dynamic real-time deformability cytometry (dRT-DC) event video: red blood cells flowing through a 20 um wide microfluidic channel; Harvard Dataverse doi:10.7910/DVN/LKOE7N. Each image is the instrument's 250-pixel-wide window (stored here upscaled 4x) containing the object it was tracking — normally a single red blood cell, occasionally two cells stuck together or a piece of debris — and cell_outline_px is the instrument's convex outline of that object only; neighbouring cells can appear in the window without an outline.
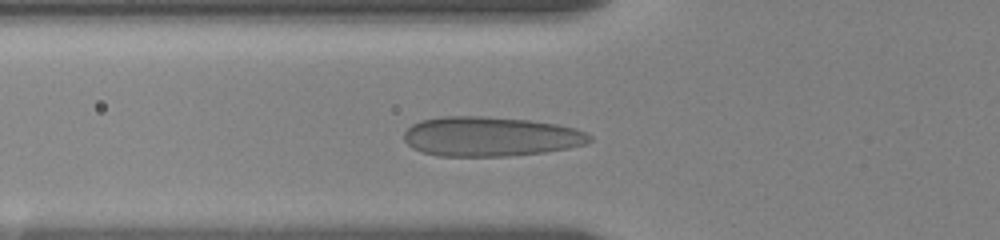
{"species": "human", "species_latin": "Homo sapiens", "temperature_condition": "room temperature", "stored_images_in_passage": 43, "camera_frame_rate_fps": 3000, "um_per_image_px": 0.085, "donor": {"sex": "female"}, "frame": {"image": 1, "passage_image": 14, "time_ms": 4.333, "image_size_px": [1000, 240], "cell_outline_px": [[592, 140], [584, 144], [568, 148], [544, 152], [508, 156], [440, 156], [424, 152], [412, 148], [404, 140], [404, 132], [412, 124], [420, 120], [440, 116], [484, 116], [528, 120], [556, 124], [572, 128], [584, 132], [592, 136]], "centroid_in_image_um": [41.65, 11.6], "position_along_channel_um": 84.2, "area_um2": 42.77}}
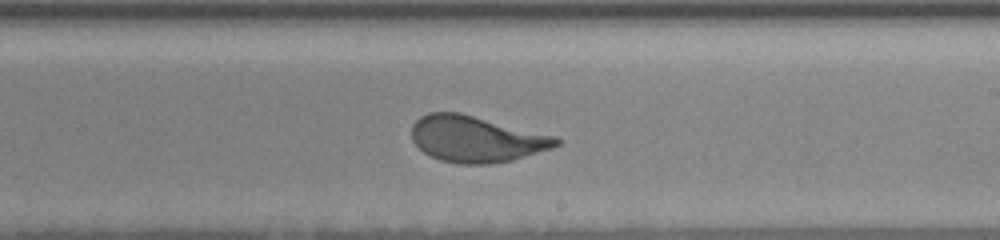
{"frame": {"image": 2, "passage_image": 28, "time_ms": 9.0, "image_size_px": [1000, 240], "cell_outline_px": [[564, 140], [560, 144], [552, 148], [512, 160], [492, 164], [460, 164], [440, 160], [424, 152], [412, 140], [412, 124], [420, 116], [428, 112], [460, 112], [556, 136]], "centroid_in_image_um": [40.49, 11.81], "position_along_channel_um": 248.5, "area_um2": 39.07}}
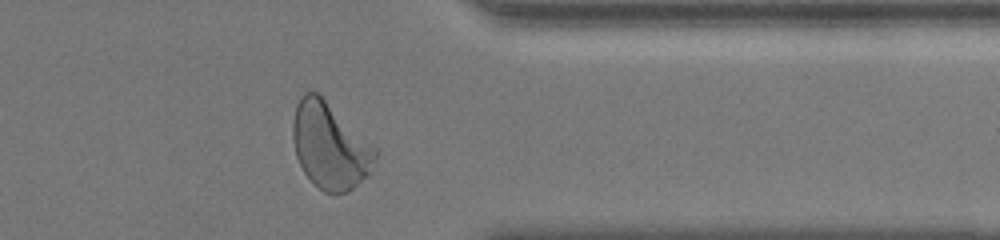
{"frame": {"image": 3, "passage_image": 40, "time_ms": 13.0, "image_size_px": [1000, 240], "cell_outline_px": [[376, 160], [372, 172], [368, 176], [348, 192], [324, 192], [304, 172], [296, 156], [292, 136], [292, 120], [296, 104], [300, 96], [304, 92], [316, 92], [376, 148]], "centroid_in_image_um": [28.03, 12.4], "position_along_channel_um": 383.4, "area_um2": 40.86}, "authors_computed_cell_mechanics": {"area_um2": 39.1884, "velocity_mm_per_s": 3.5066, "shape_relaxation_time_tau1_ms": 4.8042, "shape_relaxation_time_tau2_ms": null, "deformation_change_tau1": 0.169, "deformation_change_tau2": null}}